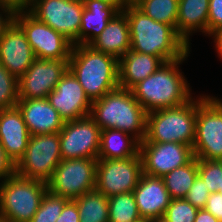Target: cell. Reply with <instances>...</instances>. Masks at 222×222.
Here are the masks:
<instances>
[{
    "label": "cell",
    "mask_w": 222,
    "mask_h": 222,
    "mask_svg": "<svg viewBox=\"0 0 222 222\" xmlns=\"http://www.w3.org/2000/svg\"><path fill=\"white\" fill-rule=\"evenodd\" d=\"M140 142L130 134L116 129L101 130L97 159H125L139 155Z\"/></svg>",
    "instance_id": "cell-25"
},
{
    "label": "cell",
    "mask_w": 222,
    "mask_h": 222,
    "mask_svg": "<svg viewBox=\"0 0 222 222\" xmlns=\"http://www.w3.org/2000/svg\"><path fill=\"white\" fill-rule=\"evenodd\" d=\"M16 174V165L0 144V181ZM2 179V180H1Z\"/></svg>",
    "instance_id": "cell-36"
},
{
    "label": "cell",
    "mask_w": 222,
    "mask_h": 222,
    "mask_svg": "<svg viewBox=\"0 0 222 222\" xmlns=\"http://www.w3.org/2000/svg\"><path fill=\"white\" fill-rule=\"evenodd\" d=\"M147 113L131 90L119 87L93 101L90 116L101 130H121L141 143L146 136Z\"/></svg>",
    "instance_id": "cell-4"
},
{
    "label": "cell",
    "mask_w": 222,
    "mask_h": 222,
    "mask_svg": "<svg viewBox=\"0 0 222 222\" xmlns=\"http://www.w3.org/2000/svg\"><path fill=\"white\" fill-rule=\"evenodd\" d=\"M109 222H143L133 192L108 197Z\"/></svg>",
    "instance_id": "cell-29"
},
{
    "label": "cell",
    "mask_w": 222,
    "mask_h": 222,
    "mask_svg": "<svg viewBox=\"0 0 222 222\" xmlns=\"http://www.w3.org/2000/svg\"><path fill=\"white\" fill-rule=\"evenodd\" d=\"M33 4L34 0H0L1 6L11 9L14 13L30 11Z\"/></svg>",
    "instance_id": "cell-39"
},
{
    "label": "cell",
    "mask_w": 222,
    "mask_h": 222,
    "mask_svg": "<svg viewBox=\"0 0 222 222\" xmlns=\"http://www.w3.org/2000/svg\"><path fill=\"white\" fill-rule=\"evenodd\" d=\"M143 222H159V221H146V220H144Z\"/></svg>",
    "instance_id": "cell-45"
},
{
    "label": "cell",
    "mask_w": 222,
    "mask_h": 222,
    "mask_svg": "<svg viewBox=\"0 0 222 222\" xmlns=\"http://www.w3.org/2000/svg\"><path fill=\"white\" fill-rule=\"evenodd\" d=\"M89 45L118 59L124 56L131 49L127 15L123 11L118 12Z\"/></svg>",
    "instance_id": "cell-21"
},
{
    "label": "cell",
    "mask_w": 222,
    "mask_h": 222,
    "mask_svg": "<svg viewBox=\"0 0 222 222\" xmlns=\"http://www.w3.org/2000/svg\"><path fill=\"white\" fill-rule=\"evenodd\" d=\"M218 193H220V194H222V183H221V188L220 189H218V191H217Z\"/></svg>",
    "instance_id": "cell-44"
},
{
    "label": "cell",
    "mask_w": 222,
    "mask_h": 222,
    "mask_svg": "<svg viewBox=\"0 0 222 222\" xmlns=\"http://www.w3.org/2000/svg\"><path fill=\"white\" fill-rule=\"evenodd\" d=\"M61 161L59 132L32 135L23 157L16 164V174L47 183Z\"/></svg>",
    "instance_id": "cell-8"
},
{
    "label": "cell",
    "mask_w": 222,
    "mask_h": 222,
    "mask_svg": "<svg viewBox=\"0 0 222 222\" xmlns=\"http://www.w3.org/2000/svg\"><path fill=\"white\" fill-rule=\"evenodd\" d=\"M208 13L209 0H179L176 32L188 46L191 34L199 31L208 35Z\"/></svg>",
    "instance_id": "cell-23"
},
{
    "label": "cell",
    "mask_w": 222,
    "mask_h": 222,
    "mask_svg": "<svg viewBox=\"0 0 222 222\" xmlns=\"http://www.w3.org/2000/svg\"><path fill=\"white\" fill-rule=\"evenodd\" d=\"M194 222H220L215 216L208 212L205 208L197 211Z\"/></svg>",
    "instance_id": "cell-41"
},
{
    "label": "cell",
    "mask_w": 222,
    "mask_h": 222,
    "mask_svg": "<svg viewBox=\"0 0 222 222\" xmlns=\"http://www.w3.org/2000/svg\"><path fill=\"white\" fill-rule=\"evenodd\" d=\"M47 99L64 122L90 115L92 102L69 69L48 94Z\"/></svg>",
    "instance_id": "cell-16"
},
{
    "label": "cell",
    "mask_w": 222,
    "mask_h": 222,
    "mask_svg": "<svg viewBox=\"0 0 222 222\" xmlns=\"http://www.w3.org/2000/svg\"><path fill=\"white\" fill-rule=\"evenodd\" d=\"M59 135L62 160L97 159L100 150L101 128L90 115L64 122Z\"/></svg>",
    "instance_id": "cell-13"
},
{
    "label": "cell",
    "mask_w": 222,
    "mask_h": 222,
    "mask_svg": "<svg viewBox=\"0 0 222 222\" xmlns=\"http://www.w3.org/2000/svg\"><path fill=\"white\" fill-rule=\"evenodd\" d=\"M17 107L31 136L58 133L63 128L64 120L47 98L19 99Z\"/></svg>",
    "instance_id": "cell-19"
},
{
    "label": "cell",
    "mask_w": 222,
    "mask_h": 222,
    "mask_svg": "<svg viewBox=\"0 0 222 222\" xmlns=\"http://www.w3.org/2000/svg\"><path fill=\"white\" fill-rule=\"evenodd\" d=\"M139 154L143 173L155 177H163L194 158L192 146L175 142H141Z\"/></svg>",
    "instance_id": "cell-15"
},
{
    "label": "cell",
    "mask_w": 222,
    "mask_h": 222,
    "mask_svg": "<svg viewBox=\"0 0 222 222\" xmlns=\"http://www.w3.org/2000/svg\"><path fill=\"white\" fill-rule=\"evenodd\" d=\"M123 12L129 23L131 50L160 57L164 62L180 59L191 51L173 26L153 20L132 2Z\"/></svg>",
    "instance_id": "cell-1"
},
{
    "label": "cell",
    "mask_w": 222,
    "mask_h": 222,
    "mask_svg": "<svg viewBox=\"0 0 222 222\" xmlns=\"http://www.w3.org/2000/svg\"><path fill=\"white\" fill-rule=\"evenodd\" d=\"M165 62L149 77L140 81L132 89L135 99L149 113L152 111L178 107L192 97L190 83L184 77L179 65L189 56Z\"/></svg>",
    "instance_id": "cell-2"
},
{
    "label": "cell",
    "mask_w": 222,
    "mask_h": 222,
    "mask_svg": "<svg viewBox=\"0 0 222 222\" xmlns=\"http://www.w3.org/2000/svg\"><path fill=\"white\" fill-rule=\"evenodd\" d=\"M97 160L95 158L62 160L47 182L48 191L56 196L74 200L94 190Z\"/></svg>",
    "instance_id": "cell-9"
},
{
    "label": "cell",
    "mask_w": 222,
    "mask_h": 222,
    "mask_svg": "<svg viewBox=\"0 0 222 222\" xmlns=\"http://www.w3.org/2000/svg\"><path fill=\"white\" fill-rule=\"evenodd\" d=\"M35 59L25 32L13 21L0 37V64L19 80Z\"/></svg>",
    "instance_id": "cell-17"
},
{
    "label": "cell",
    "mask_w": 222,
    "mask_h": 222,
    "mask_svg": "<svg viewBox=\"0 0 222 222\" xmlns=\"http://www.w3.org/2000/svg\"><path fill=\"white\" fill-rule=\"evenodd\" d=\"M209 36L214 38V47L218 53V57L222 59V27L212 32Z\"/></svg>",
    "instance_id": "cell-42"
},
{
    "label": "cell",
    "mask_w": 222,
    "mask_h": 222,
    "mask_svg": "<svg viewBox=\"0 0 222 222\" xmlns=\"http://www.w3.org/2000/svg\"><path fill=\"white\" fill-rule=\"evenodd\" d=\"M48 191L47 183L17 174L0 183V219L30 222Z\"/></svg>",
    "instance_id": "cell-6"
},
{
    "label": "cell",
    "mask_w": 222,
    "mask_h": 222,
    "mask_svg": "<svg viewBox=\"0 0 222 222\" xmlns=\"http://www.w3.org/2000/svg\"><path fill=\"white\" fill-rule=\"evenodd\" d=\"M198 210L185 199H172L159 222H194Z\"/></svg>",
    "instance_id": "cell-33"
},
{
    "label": "cell",
    "mask_w": 222,
    "mask_h": 222,
    "mask_svg": "<svg viewBox=\"0 0 222 222\" xmlns=\"http://www.w3.org/2000/svg\"><path fill=\"white\" fill-rule=\"evenodd\" d=\"M205 209L222 222V194L211 193L207 199Z\"/></svg>",
    "instance_id": "cell-38"
},
{
    "label": "cell",
    "mask_w": 222,
    "mask_h": 222,
    "mask_svg": "<svg viewBox=\"0 0 222 222\" xmlns=\"http://www.w3.org/2000/svg\"><path fill=\"white\" fill-rule=\"evenodd\" d=\"M0 37L4 34L5 30L13 23L15 13L4 6L0 5Z\"/></svg>",
    "instance_id": "cell-40"
},
{
    "label": "cell",
    "mask_w": 222,
    "mask_h": 222,
    "mask_svg": "<svg viewBox=\"0 0 222 222\" xmlns=\"http://www.w3.org/2000/svg\"><path fill=\"white\" fill-rule=\"evenodd\" d=\"M105 1L111 6L115 7L119 12L124 11V9L131 3L129 0H101Z\"/></svg>",
    "instance_id": "cell-43"
},
{
    "label": "cell",
    "mask_w": 222,
    "mask_h": 222,
    "mask_svg": "<svg viewBox=\"0 0 222 222\" xmlns=\"http://www.w3.org/2000/svg\"><path fill=\"white\" fill-rule=\"evenodd\" d=\"M79 216L80 214L76 202L74 200H69L65 204L56 222H79Z\"/></svg>",
    "instance_id": "cell-37"
},
{
    "label": "cell",
    "mask_w": 222,
    "mask_h": 222,
    "mask_svg": "<svg viewBox=\"0 0 222 222\" xmlns=\"http://www.w3.org/2000/svg\"><path fill=\"white\" fill-rule=\"evenodd\" d=\"M133 194L139 214L146 221H160L172 200L162 177L144 173Z\"/></svg>",
    "instance_id": "cell-18"
},
{
    "label": "cell",
    "mask_w": 222,
    "mask_h": 222,
    "mask_svg": "<svg viewBox=\"0 0 222 222\" xmlns=\"http://www.w3.org/2000/svg\"><path fill=\"white\" fill-rule=\"evenodd\" d=\"M83 10V0H34L29 12L76 45Z\"/></svg>",
    "instance_id": "cell-12"
},
{
    "label": "cell",
    "mask_w": 222,
    "mask_h": 222,
    "mask_svg": "<svg viewBox=\"0 0 222 222\" xmlns=\"http://www.w3.org/2000/svg\"><path fill=\"white\" fill-rule=\"evenodd\" d=\"M14 21L25 32L35 58H70L73 43L61 33L39 21L29 11L15 13Z\"/></svg>",
    "instance_id": "cell-10"
},
{
    "label": "cell",
    "mask_w": 222,
    "mask_h": 222,
    "mask_svg": "<svg viewBox=\"0 0 222 222\" xmlns=\"http://www.w3.org/2000/svg\"><path fill=\"white\" fill-rule=\"evenodd\" d=\"M84 10L81 16L79 44L89 45L118 14V10L101 0H83Z\"/></svg>",
    "instance_id": "cell-24"
},
{
    "label": "cell",
    "mask_w": 222,
    "mask_h": 222,
    "mask_svg": "<svg viewBox=\"0 0 222 222\" xmlns=\"http://www.w3.org/2000/svg\"><path fill=\"white\" fill-rule=\"evenodd\" d=\"M30 137L18 107L0 110V144L15 165L23 157Z\"/></svg>",
    "instance_id": "cell-20"
},
{
    "label": "cell",
    "mask_w": 222,
    "mask_h": 222,
    "mask_svg": "<svg viewBox=\"0 0 222 222\" xmlns=\"http://www.w3.org/2000/svg\"><path fill=\"white\" fill-rule=\"evenodd\" d=\"M194 157L222 161V99L203 95L197 101Z\"/></svg>",
    "instance_id": "cell-7"
},
{
    "label": "cell",
    "mask_w": 222,
    "mask_h": 222,
    "mask_svg": "<svg viewBox=\"0 0 222 222\" xmlns=\"http://www.w3.org/2000/svg\"><path fill=\"white\" fill-rule=\"evenodd\" d=\"M69 70L91 102L119 88V59L90 45H73Z\"/></svg>",
    "instance_id": "cell-3"
},
{
    "label": "cell",
    "mask_w": 222,
    "mask_h": 222,
    "mask_svg": "<svg viewBox=\"0 0 222 222\" xmlns=\"http://www.w3.org/2000/svg\"><path fill=\"white\" fill-rule=\"evenodd\" d=\"M222 27V0H209L208 36Z\"/></svg>",
    "instance_id": "cell-35"
},
{
    "label": "cell",
    "mask_w": 222,
    "mask_h": 222,
    "mask_svg": "<svg viewBox=\"0 0 222 222\" xmlns=\"http://www.w3.org/2000/svg\"><path fill=\"white\" fill-rule=\"evenodd\" d=\"M68 201L67 198L56 196L47 191L30 222H56Z\"/></svg>",
    "instance_id": "cell-30"
},
{
    "label": "cell",
    "mask_w": 222,
    "mask_h": 222,
    "mask_svg": "<svg viewBox=\"0 0 222 222\" xmlns=\"http://www.w3.org/2000/svg\"><path fill=\"white\" fill-rule=\"evenodd\" d=\"M18 79L0 64V110L17 107Z\"/></svg>",
    "instance_id": "cell-31"
},
{
    "label": "cell",
    "mask_w": 222,
    "mask_h": 222,
    "mask_svg": "<svg viewBox=\"0 0 222 222\" xmlns=\"http://www.w3.org/2000/svg\"><path fill=\"white\" fill-rule=\"evenodd\" d=\"M210 194L211 192L207 189L203 180L197 176L184 199L191 203L194 207L202 209L205 208Z\"/></svg>",
    "instance_id": "cell-34"
},
{
    "label": "cell",
    "mask_w": 222,
    "mask_h": 222,
    "mask_svg": "<svg viewBox=\"0 0 222 222\" xmlns=\"http://www.w3.org/2000/svg\"><path fill=\"white\" fill-rule=\"evenodd\" d=\"M69 69V59L36 58L18 80L19 99L47 98Z\"/></svg>",
    "instance_id": "cell-14"
},
{
    "label": "cell",
    "mask_w": 222,
    "mask_h": 222,
    "mask_svg": "<svg viewBox=\"0 0 222 222\" xmlns=\"http://www.w3.org/2000/svg\"><path fill=\"white\" fill-rule=\"evenodd\" d=\"M198 176V159L178 167L162 177L172 199H184Z\"/></svg>",
    "instance_id": "cell-26"
},
{
    "label": "cell",
    "mask_w": 222,
    "mask_h": 222,
    "mask_svg": "<svg viewBox=\"0 0 222 222\" xmlns=\"http://www.w3.org/2000/svg\"><path fill=\"white\" fill-rule=\"evenodd\" d=\"M142 173L140 154L125 159H98L95 189L106 197L133 192Z\"/></svg>",
    "instance_id": "cell-11"
},
{
    "label": "cell",
    "mask_w": 222,
    "mask_h": 222,
    "mask_svg": "<svg viewBox=\"0 0 222 222\" xmlns=\"http://www.w3.org/2000/svg\"><path fill=\"white\" fill-rule=\"evenodd\" d=\"M132 3L153 20L176 29L179 0H133Z\"/></svg>",
    "instance_id": "cell-28"
},
{
    "label": "cell",
    "mask_w": 222,
    "mask_h": 222,
    "mask_svg": "<svg viewBox=\"0 0 222 222\" xmlns=\"http://www.w3.org/2000/svg\"><path fill=\"white\" fill-rule=\"evenodd\" d=\"M198 176L211 193L217 192L222 183V161L198 159Z\"/></svg>",
    "instance_id": "cell-32"
},
{
    "label": "cell",
    "mask_w": 222,
    "mask_h": 222,
    "mask_svg": "<svg viewBox=\"0 0 222 222\" xmlns=\"http://www.w3.org/2000/svg\"><path fill=\"white\" fill-rule=\"evenodd\" d=\"M192 98L178 107L147 113L146 136L142 142H175L193 146L195 140L197 101ZM198 98V99H197Z\"/></svg>",
    "instance_id": "cell-5"
},
{
    "label": "cell",
    "mask_w": 222,
    "mask_h": 222,
    "mask_svg": "<svg viewBox=\"0 0 222 222\" xmlns=\"http://www.w3.org/2000/svg\"><path fill=\"white\" fill-rule=\"evenodd\" d=\"M77 204L79 222H109L108 197L96 189L74 199Z\"/></svg>",
    "instance_id": "cell-27"
},
{
    "label": "cell",
    "mask_w": 222,
    "mask_h": 222,
    "mask_svg": "<svg viewBox=\"0 0 222 222\" xmlns=\"http://www.w3.org/2000/svg\"><path fill=\"white\" fill-rule=\"evenodd\" d=\"M165 62L157 56L129 50L119 59V87L131 90Z\"/></svg>",
    "instance_id": "cell-22"
}]
</instances>
